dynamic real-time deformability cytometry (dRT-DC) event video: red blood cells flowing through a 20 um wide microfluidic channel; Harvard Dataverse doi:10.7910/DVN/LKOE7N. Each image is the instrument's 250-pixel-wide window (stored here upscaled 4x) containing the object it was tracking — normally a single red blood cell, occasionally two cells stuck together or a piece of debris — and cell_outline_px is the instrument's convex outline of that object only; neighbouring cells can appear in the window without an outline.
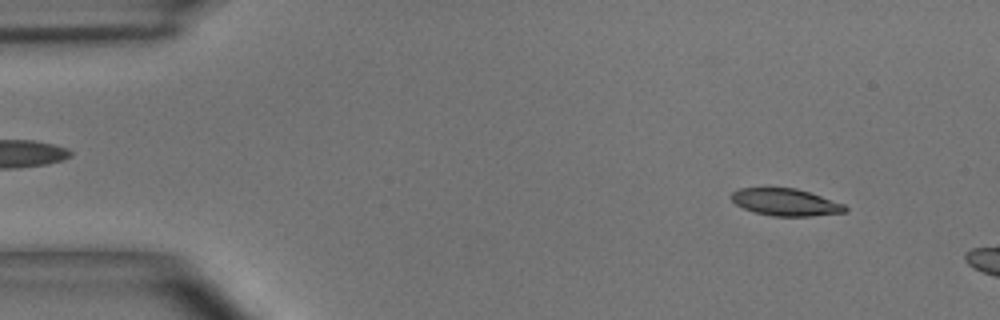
{"species": "common noctule bat (a hibernating species)", "species_latin": "Nyctalus noctula", "temperature_condition": "room temperature", "stored_images_in_passage": 9, "camera_frame_rate_fps": 3000, "um_per_image_px": 0.085, "animal": {"sex": "male", "body_mass_g": 15.6}, "frame": {"image": 1, "passage_image": 4, "time_ms": 1.0, "image_size_px": [1000, 320], "cell_outline_px": [[848, 212], [812, 216], [772, 216], [756, 212], [744, 208], [736, 204], [728, 196], [732, 192], [740, 188], [796, 188], [844, 204], [848, 208]], "centroid_in_image_um": [66.77, 17.19], "position_along_channel_um": 18.2, "area_um2": 17.92}}